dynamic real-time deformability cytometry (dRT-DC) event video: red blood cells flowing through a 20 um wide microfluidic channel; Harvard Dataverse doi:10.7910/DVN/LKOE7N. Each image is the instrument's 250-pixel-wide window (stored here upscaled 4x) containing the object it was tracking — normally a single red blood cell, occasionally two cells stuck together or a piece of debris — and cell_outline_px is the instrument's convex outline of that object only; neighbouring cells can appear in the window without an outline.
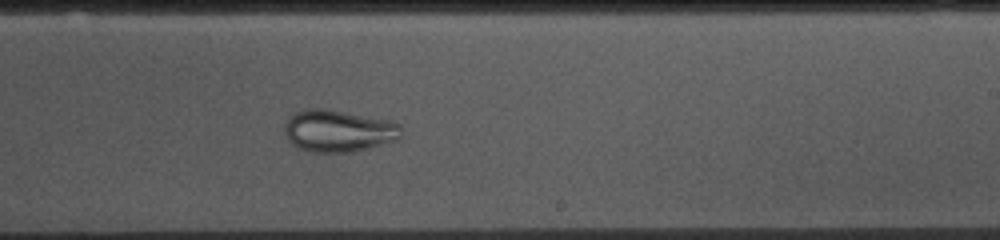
{"species": "common noctule bat (a hibernating species)", "species_latin": "Nyctalus noctula", "temperature_condition": "cold", "stored_images_in_passage": 54, "camera_frame_rate_fps": 3000, "um_per_image_px": 0.085, "animal": {"sex": "female", "body_mass_g": 10.0, "forearm_length_mm": 53.1}, "frame": {"image": 1, "passage_image": 31, "time_ms": 10.0, "image_size_px": [1000, 240], "cell_outline_px": [[400, 136], [396, 140], [384, 144], [352, 152], [312, 152], [300, 148], [292, 144], [288, 140], [284, 132], [284, 124], [296, 112], [308, 108], [320, 108], [388, 120], [400, 124]], "centroid_in_image_um": [28.74, 11.14], "position_along_channel_um": 260.3, "area_um2": 28.21}}
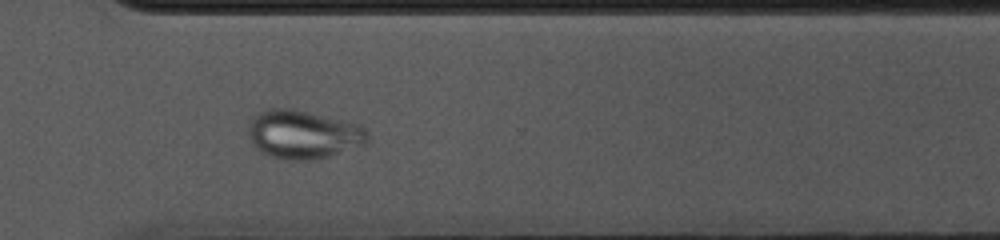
{"frame": {"image": 2, "passage_image": 38, "time_ms": 12.333, "image_size_px": [1000, 240], "cell_outline_px": [[368, 140], [364, 144], [328, 156], [308, 160], [284, 160], [268, 156], [260, 152], [256, 148], [248, 136], [248, 128], [252, 116], [268, 108], [292, 108], [344, 120], [360, 124], [368, 132]], "centroid_in_image_um": [25.73, 11.42], "position_along_channel_um": 344.9, "area_um2": 33.87}}
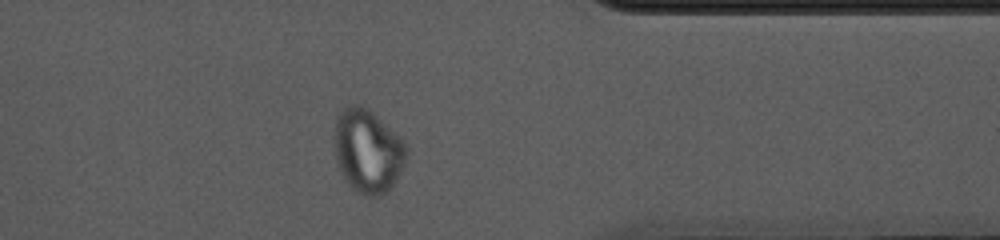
{"frame": {"image": 3, "passage_image": 42, "time_ms": 13.667, "image_size_px": [1000, 240], "cell_outline_px": [[408, 156], [404, 164], [392, 184], [380, 196], [368, 196], [356, 192], [348, 184], [336, 160], [336, 116], [344, 108], [352, 104], [360, 104], [368, 108], [404, 140], [408, 148]], "centroid_in_image_um": [31.28, 12.81], "position_along_channel_um": 380.1, "area_um2": 34.62}}